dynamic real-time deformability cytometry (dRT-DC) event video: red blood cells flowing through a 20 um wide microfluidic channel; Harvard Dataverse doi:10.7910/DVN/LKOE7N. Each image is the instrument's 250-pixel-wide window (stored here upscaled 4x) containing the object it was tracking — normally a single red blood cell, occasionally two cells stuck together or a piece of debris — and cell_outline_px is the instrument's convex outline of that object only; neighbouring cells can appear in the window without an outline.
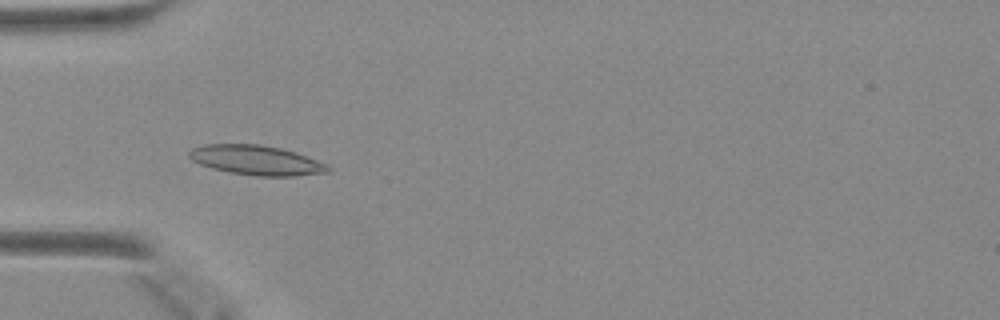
{"species": "Egyptian fruit bat (a non-hibernating species)", "species_latin": "Rousettus aegyptiacus", "temperature_condition": "warm", "stored_images_in_passage": 48, "camera_frame_rate_fps": 3000, "um_per_image_px": 0.085, "animal": {"sex": "female"}, "frame": {"image": 1, "passage_image": 15, "time_ms": 4.667, "image_size_px": [1000, 320], "cell_outline_px": [[332, 172], [296, 176], [256, 176], [228, 172], [212, 168], [200, 164], [192, 160], [188, 156], [188, 152], [192, 148], [204, 144], [260, 144], [280, 148], [296, 152], [328, 164], [332, 168]], "centroid_in_image_um": [21.82, 13.62], "position_along_channel_um": 63.2, "area_um2": 24.28}}
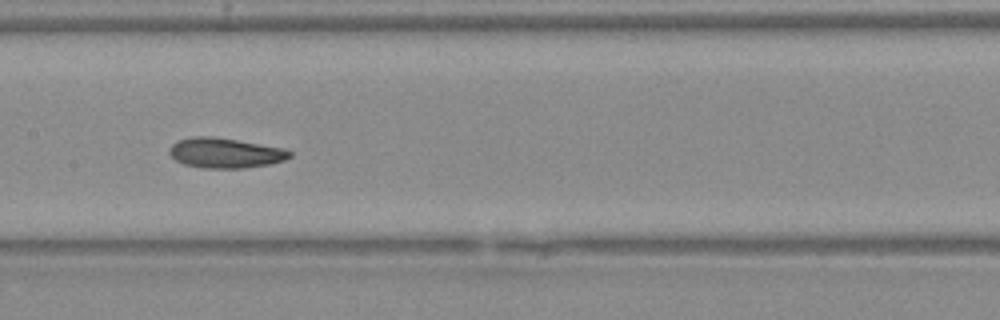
{"frame": {"image": 2, "passage_image": 24, "time_ms": 7.667, "image_size_px": [1000, 320], "cell_outline_px": [[292, 156], [284, 160], [268, 164], [244, 168], [204, 168], [184, 164], [176, 160], [168, 152], [168, 148], [172, 144], [180, 140], [192, 136], [212, 136], [284, 148], [292, 152]], "centroid_in_image_um": [19.13, 13.0], "position_along_channel_um": 188.3, "area_um2": 20.98}}
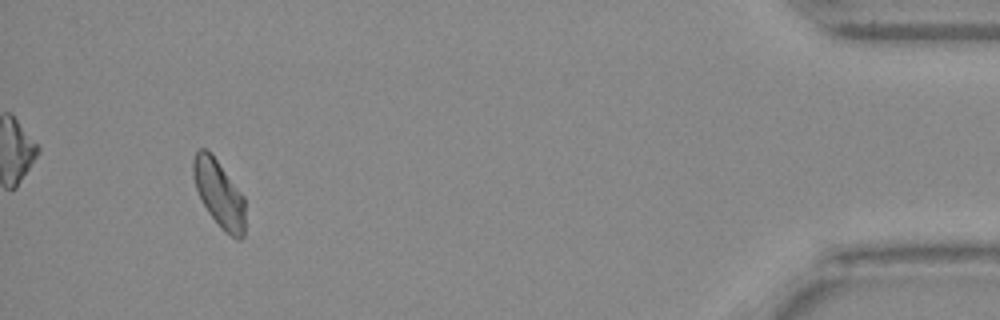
{"frame": {"image": 3, "passage_image": 45, "time_ms": 14.667, "image_size_px": [1000, 320], "cell_outline_px": [[244, 236], [240, 240], [236, 240], [224, 232], [208, 212], [196, 188], [192, 172], [192, 160], [196, 152], [200, 148], [204, 148], [216, 160], [244, 196]], "centroid_in_image_um": [18.62, 16.5], "position_along_channel_um": 416.6, "area_um2": 20.0}}